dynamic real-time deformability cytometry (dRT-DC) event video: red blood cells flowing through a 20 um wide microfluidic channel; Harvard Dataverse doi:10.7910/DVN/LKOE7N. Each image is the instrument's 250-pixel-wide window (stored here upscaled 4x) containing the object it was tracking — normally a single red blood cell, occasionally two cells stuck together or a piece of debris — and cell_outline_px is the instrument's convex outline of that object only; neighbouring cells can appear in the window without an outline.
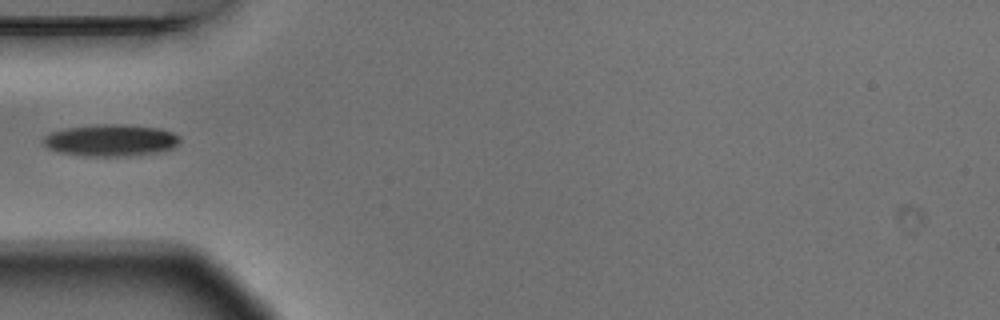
{"species": "Egyptian fruit bat (a non-hibernating species)", "species_latin": "Rousettus aegyptiacus", "temperature_condition": "warm", "stored_images_in_passage": 6, "camera_frame_rate_fps": 3000, "um_per_image_px": 0.085, "animal": {"sex": "male"}, "frame": {"image": 1, "passage_image": 6, "time_ms": 1.667, "image_size_px": [1000, 320], "cell_outline_px": [[180, 140], [172, 148], [156, 152], [128, 156], [84, 156], [56, 152], [40, 144], [40, 140], [44, 136], [52, 132], [64, 128], [96, 124], [120, 124], [160, 128], [172, 132], [180, 136]], "centroid_in_image_um": [9.34, 11.92], "position_along_channel_um": 75.7, "area_um2": 25.61}}